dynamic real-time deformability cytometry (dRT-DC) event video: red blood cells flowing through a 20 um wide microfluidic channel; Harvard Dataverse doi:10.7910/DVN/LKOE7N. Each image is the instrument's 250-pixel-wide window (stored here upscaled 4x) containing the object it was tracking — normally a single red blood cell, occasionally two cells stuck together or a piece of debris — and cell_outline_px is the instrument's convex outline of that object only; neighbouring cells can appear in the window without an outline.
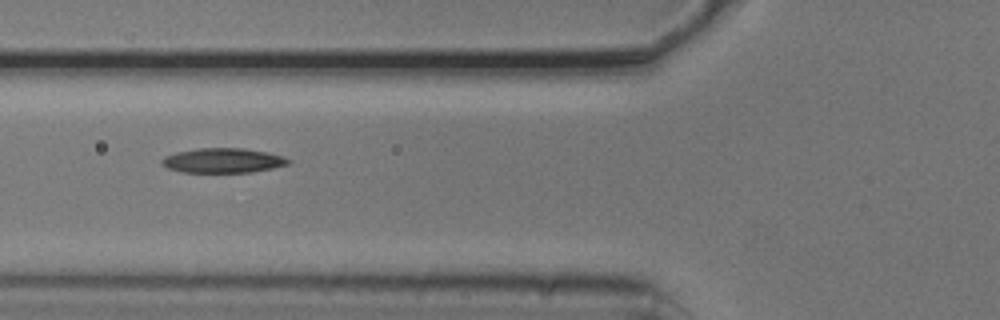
{"species": "common noctule bat (a hibernating species)", "species_latin": "Nyctalus noctula", "temperature_condition": "cold", "stored_images_in_passage": 10, "camera_frame_rate_fps": 3000, "um_per_image_px": 0.085, "animal": {"sex": "male", "body_mass_g": 20.5, "forearm_length_mm": 52.5}, "frame": {"image": 1, "passage_image": 5, "time_ms": 1.333, "image_size_px": [1000, 320], "cell_outline_px": [[292, 160], [288, 164], [272, 168], [252, 172], [184, 172], [168, 168], [160, 164], [160, 160], [164, 156], [176, 152], [196, 148], [244, 148], [268, 152], [284, 156]], "centroid_in_image_um": [18.95, 13.63], "position_along_channel_um": 106.9, "area_um2": 18.32}}
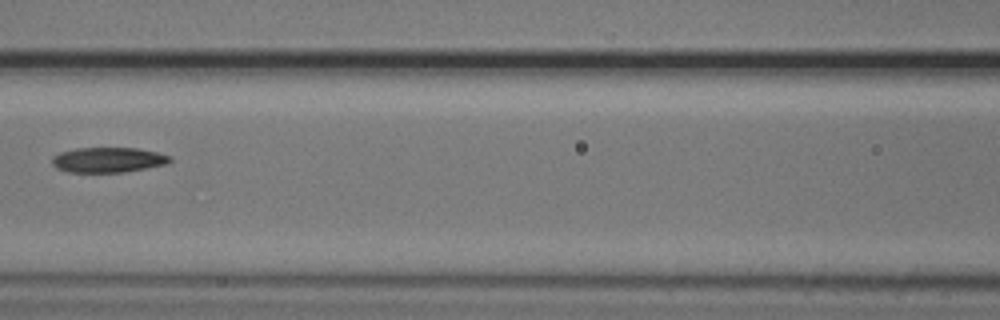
{"frame": {"image": 2, "passage_image": 6, "time_ms": 1.667, "image_size_px": [1000, 320], "cell_outline_px": [[172, 160], [168, 164], [124, 172], [68, 172], [56, 168], [52, 164], [52, 156], [60, 152], [76, 148], [136, 148], [156, 152], [172, 156]], "centroid_in_image_um": [9.19, 13.59], "position_along_channel_um": 157.4, "area_um2": 17.34}}
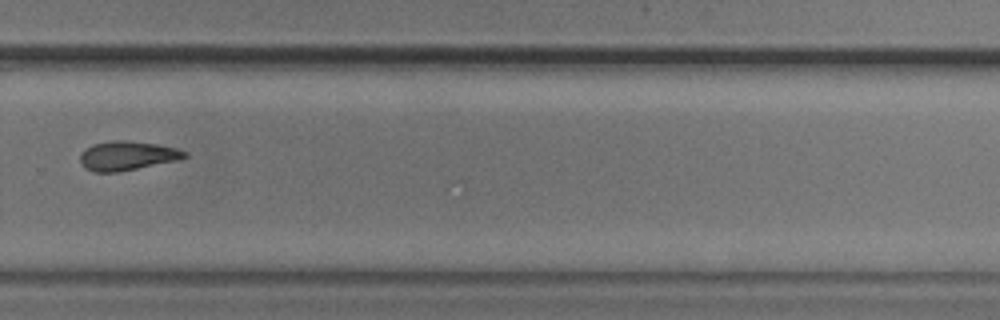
{"frame": {"image": 3, "passage_image": 10, "time_ms": 3.0, "image_size_px": [1000, 320], "cell_outline_px": [[188, 156], [180, 160], [120, 172], [92, 172], [84, 168], [80, 164], [80, 156], [92, 144], [112, 140], [124, 140], [156, 144], [176, 148], [188, 152]], "centroid_in_image_um": [10.84, 13.25], "position_along_channel_um": 319.0, "area_um2": 17.92}}